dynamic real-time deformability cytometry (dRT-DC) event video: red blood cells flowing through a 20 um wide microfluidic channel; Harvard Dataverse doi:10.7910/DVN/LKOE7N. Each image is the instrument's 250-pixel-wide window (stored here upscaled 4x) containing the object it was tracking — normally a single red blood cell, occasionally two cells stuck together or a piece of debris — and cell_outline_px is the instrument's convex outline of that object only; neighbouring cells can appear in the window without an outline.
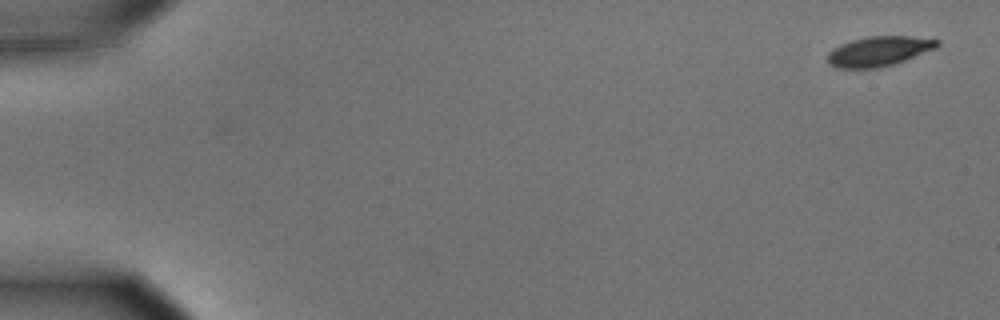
{"species": "common noctule bat (a hibernating species)", "species_latin": "Nyctalus noctula", "temperature_condition": "cold", "stored_images_in_passage": 7, "camera_frame_rate_fps": 3000, "um_per_image_px": 0.085, "animal": {"sex": "male", "body_mass_g": 15.6}, "frame": {"image": 1, "passage_image": 1, "time_ms": 0.0, "image_size_px": [1000, 320], "cell_outline_px": [[940, 44], [936, 48], [904, 60], [880, 68], [836, 68], [828, 64], [828, 52], [832, 48], [840, 44], [852, 40], [868, 36], [912, 36], [940, 40]], "centroid_in_image_um": [74.68, 4.35], "position_along_channel_um": 10.3, "area_um2": 19.07}}
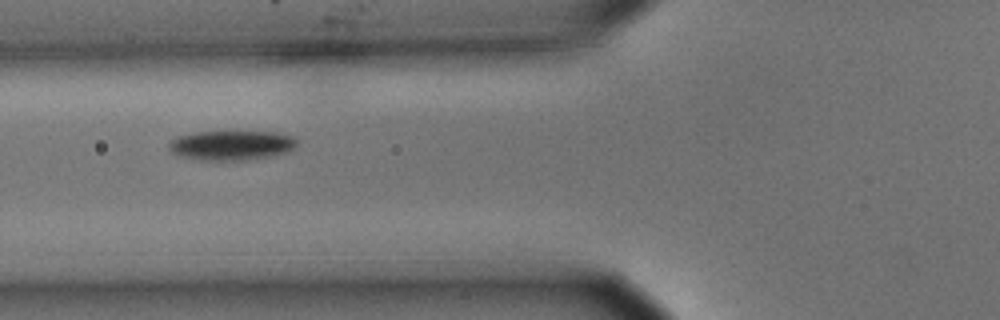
{"frame": {"image": 2, "passage_image": 6, "time_ms": 1.667, "image_size_px": [1000, 320], "cell_outline_px": [[296, 144], [292, 148], [284, 152], [268, 156], [248, 160], [200, 160], [176, 156], [168, 148], [168, 144], [176, 136], [196, 132], [268, 132], [292, 136], [296, 140]], "centroid_in_image_um": [19.57, 12.36], "position_along_channel_um": 106.2, "area_um2": 21.85}}
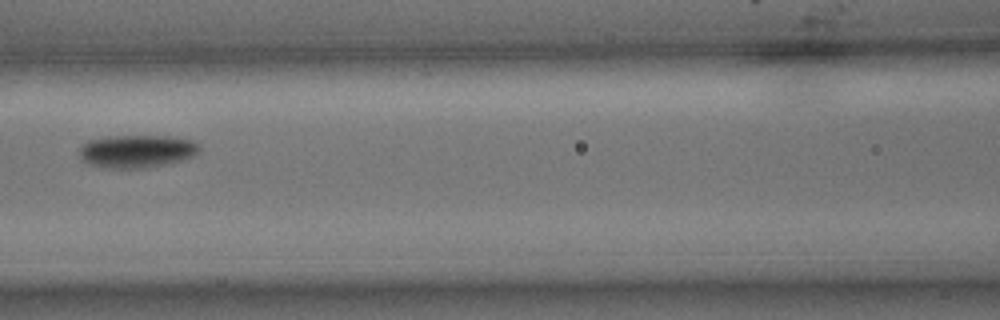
{"frame": {"image": 3, "passage_image": 7, "time_ms": 2.0, "image_size_px": [1000, 320], "cell_outline_px": [[200, 152], [184, 160], [148, 168], [104, 168], [88, 164], [80, 156], [80, 148], [88, 140], [104, 136], [168, 136], [192, 140], [200, 144]], "centroid_in_image_um": [11.65, 12.85], "position_along_channel_um": 154.9, "area_um2": 23.24}}